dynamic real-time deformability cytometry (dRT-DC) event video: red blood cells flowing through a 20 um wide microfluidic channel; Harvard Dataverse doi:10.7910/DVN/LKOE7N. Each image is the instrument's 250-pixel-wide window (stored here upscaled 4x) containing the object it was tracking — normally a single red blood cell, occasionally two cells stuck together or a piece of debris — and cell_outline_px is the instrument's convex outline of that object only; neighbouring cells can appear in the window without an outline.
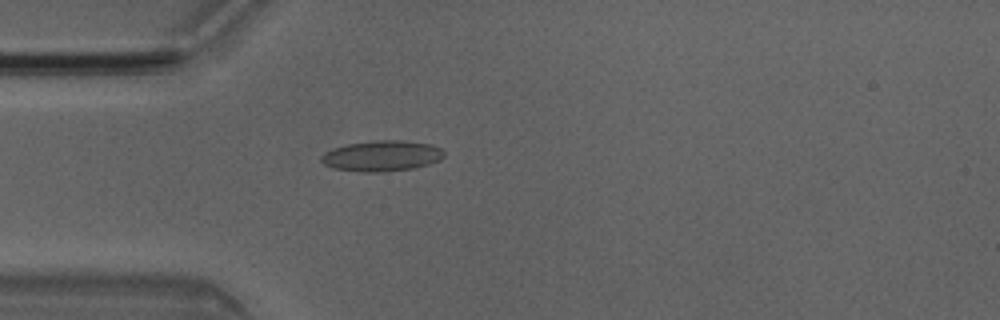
{"species": "Egyptian fruit bat (a non-hibernating species)", "species_latin": "Rousettus aegyptiacus", "temperature_condition": "room temperature", "stored_images_in_passage": 4, "camera_frame_rate_fps": 3000, "um_per_image_px": 0.085, "animal": {"sex": "male"}, "frame": {"image": 1, "passage_image": 4, "time_ms": 1.0, "image_size_px": [1000, 320], "cell_outline_px": [[444, 156], [440, 160], [428, 164], [412, 168], [384, 172], [364, 172], [332, 168], [324, 164], [320, 160], [320, 156], [324, 152], [332, 148], [348, 144], [372, 140], [400, 140], [432, 144], [440, 148], [444, 152]], "centroid_in_image_um": [32.43, 13.24], "position_along_channel_um": 52.6, "area_um2": 22.08}}